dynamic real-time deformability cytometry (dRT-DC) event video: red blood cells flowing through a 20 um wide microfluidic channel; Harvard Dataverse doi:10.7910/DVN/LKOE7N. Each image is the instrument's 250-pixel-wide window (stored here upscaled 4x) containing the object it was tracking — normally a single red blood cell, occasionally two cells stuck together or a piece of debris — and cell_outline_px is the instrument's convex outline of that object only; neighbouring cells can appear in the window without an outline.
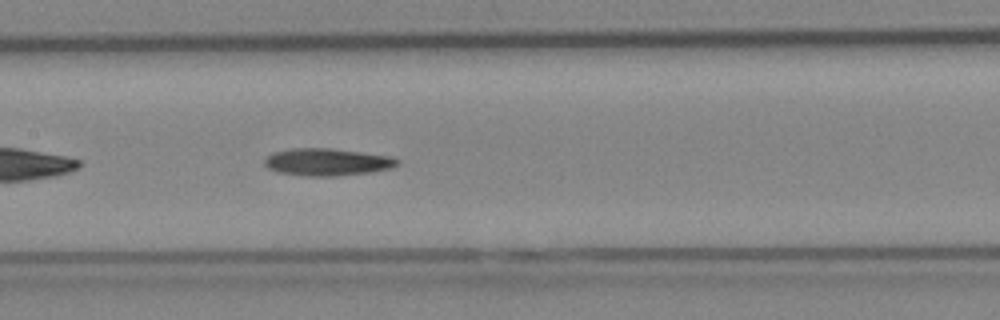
{"species": "Egyptian fruit bat (a non-hibernating species)", "species_latin": "Rousettus aegyptiacus", "temperature_condition": "cold", "stored_images_in_passage": 37, "camera_frame_rate_fps": 3000, "um_per_image_px": 0.085, "animal": {"sex": "female"}, "frame": {"image": 1, "passage_image": 11, "time_ms": 3.333, "image_size_px": [1000, 320], "cell_outline_px": [[400, 160], [392, 168], [368, 172], [336, 176], [304, 176], [276, 172], [268, 168], [264, 164], [264, 160], [272, 152], [292, 148], [332, 148], [392, 156]], "centroid_in_image_um": [27.78, 13.77], "position_along_channel_um": 179.6, "area_um2": 21.21}}